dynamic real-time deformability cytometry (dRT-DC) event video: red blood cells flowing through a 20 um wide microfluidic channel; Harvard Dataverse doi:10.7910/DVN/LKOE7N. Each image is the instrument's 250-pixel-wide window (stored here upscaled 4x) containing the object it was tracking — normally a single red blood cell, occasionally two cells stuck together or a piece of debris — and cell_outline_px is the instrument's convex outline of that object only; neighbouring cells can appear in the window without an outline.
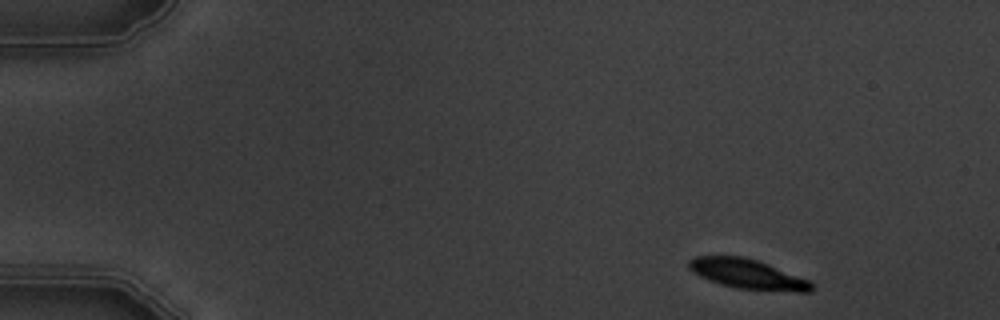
{"species": "common noctule bat (a hibernating species)", "species_latin": "Nyctalus noctula", "temperature_condition": "warm", "stored_images_in_passage": 4, "camera_frame_rate_fps": 3000, "um_per_image_px": 0.085, "animal": {"sex": "male", "body_mass_g": 19.5, "forearm_length_mm": 54.6}, "frame": {"image": 1, "passage_image": 1, "time_ms": 0.0, "image_size_px": [1000, 320], "cell_outline_px": [[816, 288], [812, 292], [796, 292], [736, 288], [720, 284], [700, 276], [692, 272], [688, 268], [688, 260], [696, 256], [744, 256], [768, 264], [808, 280]], "centroid_in_image_um": [63.54, 23.3], "position_along_channel_um": 21.5, "area_um2": 21.21}}